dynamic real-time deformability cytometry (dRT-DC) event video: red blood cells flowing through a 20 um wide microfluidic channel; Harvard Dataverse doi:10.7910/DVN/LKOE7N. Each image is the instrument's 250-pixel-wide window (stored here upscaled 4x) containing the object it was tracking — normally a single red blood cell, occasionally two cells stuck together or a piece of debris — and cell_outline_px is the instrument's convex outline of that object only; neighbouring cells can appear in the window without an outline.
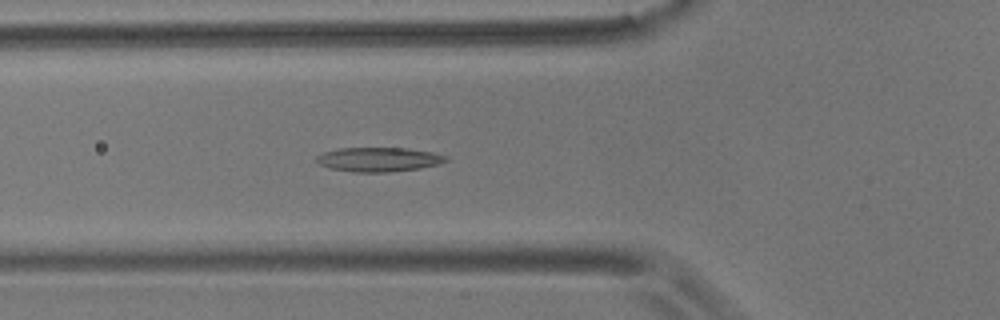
{"species": "common noctule bat (a hibernating species)", "species_latin": "Nyctalus noctula", "temperature_condition": "room temperature", "stored_images_in_passage": 41, "camera_frame_rate_fps": 3000, "um_per_image_px": 0.085, "animal": {"sex": "male", "body_mass_g": 17.9}, "frame": {"image": 1, "passage_image": 5, "time_ms": 1.333, "image_size_px": [1000, 320], "cell_outline_px": [[448, 160], [440, 164], [420, 168], [388, 172], [352, 172], [332, 168], [320, 164], [316, 160], [316, 156], [324, 152], [336, 148], [404, 148], [432, 152], [448, 156]], "centroid_in_image_um": [32.2, 13.55], "position_along_channel_um": 93.6, "area_um2": 18.26}}
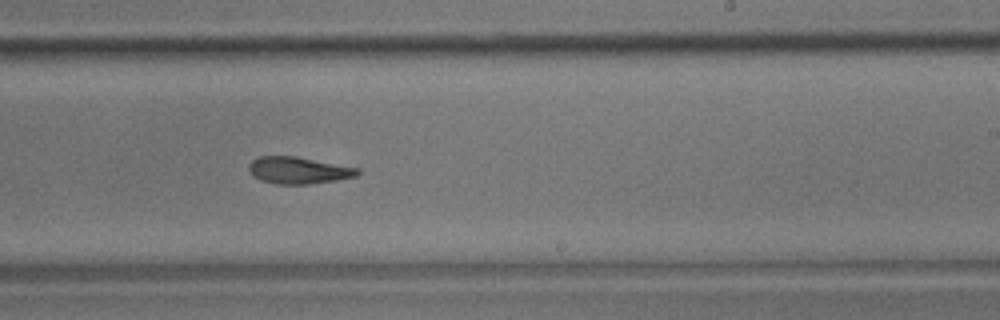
{"frame": {"image": 2, "passage_image": 19, "time_ms": 6.0, "image_size_px": [1000, 320], "cell_outline_px": [[360, 172], [356, 176], [336, 180], [308, 184], [276, 184], [260, 180], [252, 176], [248, 172], [248, 164], [252, 160], [260, 156], [296, 156], [360, 168]], "centroid_in_image_um": [25.34, 14.47], "position_along_channel_um": 263.7, "area_um2": 17.17}}
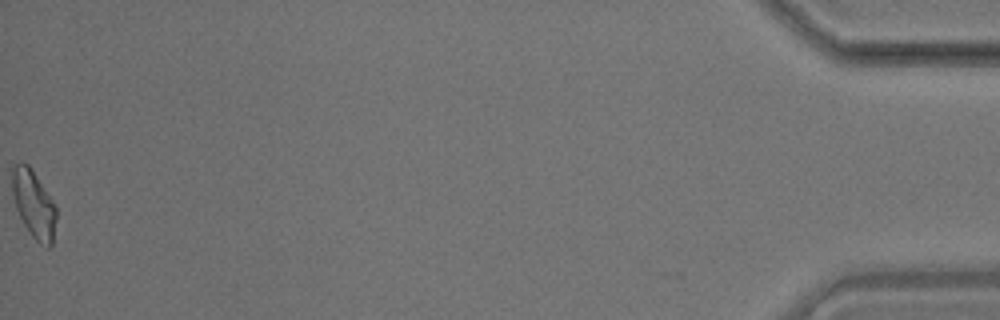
{"frame": {"image": 3, "passage_image": 41, "time_ms": 13.333, "image_size_px": [1000, 320], "cell_outline_px": [[56, 220], [52, 244], [48, 248], [40, 244], [32, 236], [24, 224], [16, 208], [12, 196], [12, 168], [20, 160], [24, 160], [32, 168], [56, 204]], "centroid_in_image_um": [2.87, 17.31], "position_along_channel_um": 432.3, "area_um2": 17.69}, "authors_computed_cell_mechanics": {"area_um2": 17.34, "velocity_mm_per_s": 3.6358, "shape_relaxation_time_tau1_ms": null, "shape_relaxation_time_tau2_ms": 3.9647, "deformation_change_tau1": null, "deformation_change_tau2": 0.1126}}